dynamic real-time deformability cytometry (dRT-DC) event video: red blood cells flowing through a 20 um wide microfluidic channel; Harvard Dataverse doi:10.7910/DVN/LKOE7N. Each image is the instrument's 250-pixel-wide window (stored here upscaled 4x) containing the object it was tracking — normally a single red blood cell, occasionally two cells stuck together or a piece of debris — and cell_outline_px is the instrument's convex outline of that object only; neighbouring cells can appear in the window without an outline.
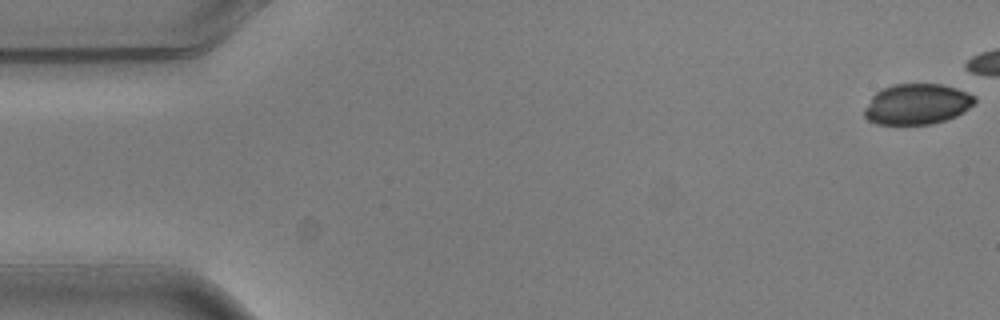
{"species": "common noctule bat (a hibernating species)", "species_latin": "Nyctalus noctula", "temperature_condition": "warm", "stored_images_in_passage": 6, "camera_frame_rate_fps": 3000, "um_per_image_px": 0.085, "animal": {"sex": "male", "body_mass_g": 20.5, "forearm_length_mm": 52.5}, "frame": {"image": 1, "passage_image": 1, "time_ms": 0.0, "image_size_px": [1000, 320], "cell_outline_px": [[976, 100], [964, 112], [956, 116], [932, 124], [876, 124], [868, 120], [864, 116], [864, 108], [872, 96], [876, 92], [884, 88], [896, 84], [940, 84], [956, 88], [968, 92], [976, 96]], "centroid_in_image_um": [77.94, 8.85], "position_along_channel_um": 7.1, "area_um2": 26.07}}